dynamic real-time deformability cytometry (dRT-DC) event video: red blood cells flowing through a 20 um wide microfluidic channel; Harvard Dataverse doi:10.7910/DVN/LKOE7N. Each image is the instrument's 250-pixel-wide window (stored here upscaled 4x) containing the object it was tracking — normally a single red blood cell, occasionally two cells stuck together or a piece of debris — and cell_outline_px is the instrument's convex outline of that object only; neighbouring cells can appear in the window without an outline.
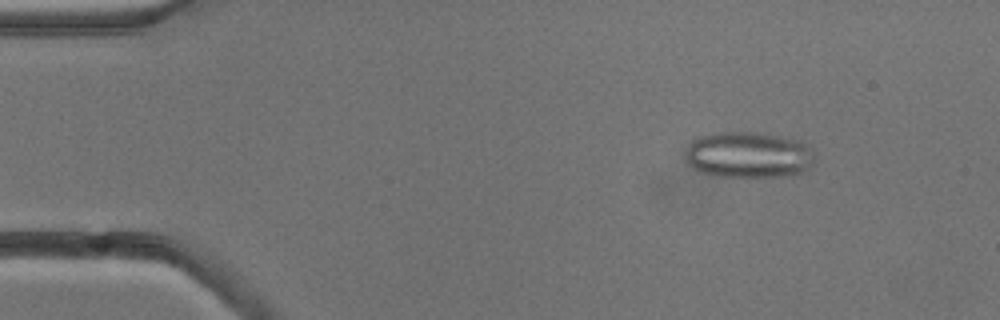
{"species": "common noctule bat (a hibernating species)", "species_latin": "Nyctalus noctula", "temperature_condition": "cold", "stored_images_in_passage": 6, "camera_frame_rate_fps": 3000, "um_per_image_px": 0.085, "animal": {"sex": "male", "body_mass_g": 13.3}, "frame": {"image": 1, "passage_image": 2, "time_ms": 1.333, "image_size_px": [1000, 320], "cell_outline_px": [[812, 160], [808, 168], [804, 172], [796, 176], [720, 176], [704, 172], [688, 164], [688, 144], [692, 140], [700, 136], [712, 132], [756, 132], [796, 140], [812, 148]], "centroid_in_image_um": [63.64, 13.16], "position_along_channel_um": 21.4, "area_um2": 34.28}}